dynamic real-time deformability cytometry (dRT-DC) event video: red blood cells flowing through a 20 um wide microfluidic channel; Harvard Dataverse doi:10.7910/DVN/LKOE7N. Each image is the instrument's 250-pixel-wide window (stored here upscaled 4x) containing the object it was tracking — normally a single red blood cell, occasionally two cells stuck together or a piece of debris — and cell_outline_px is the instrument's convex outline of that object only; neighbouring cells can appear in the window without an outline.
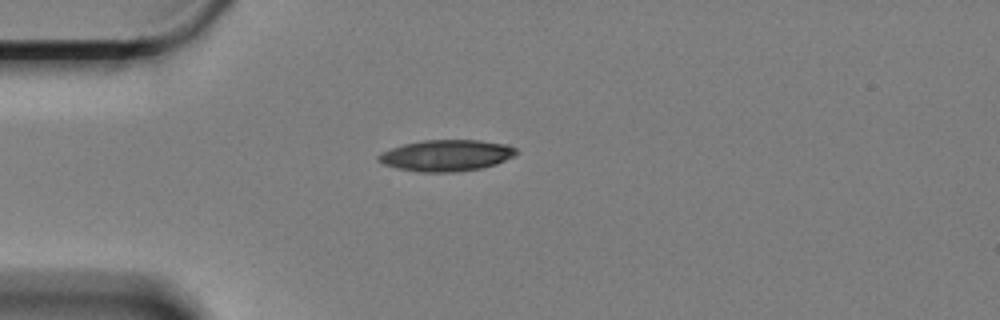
{"species": "Egyptian fruit bat (a non-hibernating species)", "species_latin": "Rousettus aegyptiacus", "temperature_condition": "cold", "stored_images_in_passage": 45, "camera_frame_rate_fps": 3000, "um_per_image_px": 0.085, "animal": {"sex": "female"}, "frame": {"image": 1, "passage_image": 1, "time_ms": 0.0, "image_size_px": [1000, 320], "cell_outline_px": [[520, 152], [516, 156], [496, 164], [480, 168], [456, 172], [416, 172], [396, 168], [384, 164], [376, 156], [392, 148], [404, 144], [424, 140], [476, 140], [508, 144], [516, 148]], "centroid_in_image_um": [38.0, 13.21], "position_along_channel_um": 47.0, "area_um2": 25.2}}
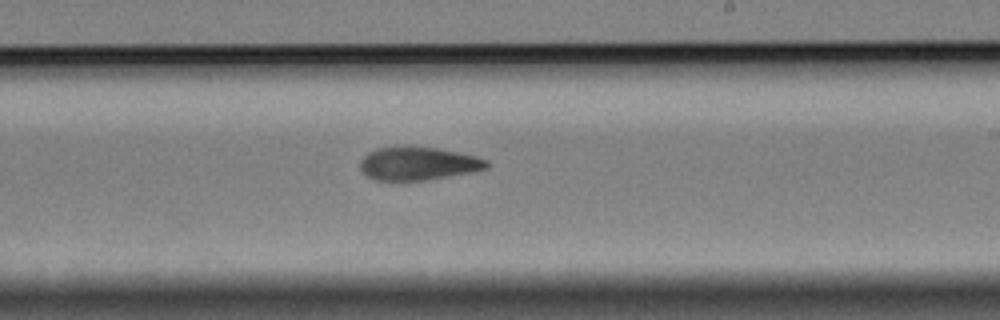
{"frame": {"image": 2, "passage_image": 21, "time_ms": 6.667, "image_size_px": [1000, 320], "cell_outline_px": [[488, 168], [472, 172], [424, 180], [376, 180], [368, 176], [360, 168], [360, 160], [368, 152], [376, 148], [436, 148], [476, 156], [488, 160]], "centroid_in_image_um": [35.55, 13.92], "position_along_channel_um": 253.4, "area_um2": 23.87}}
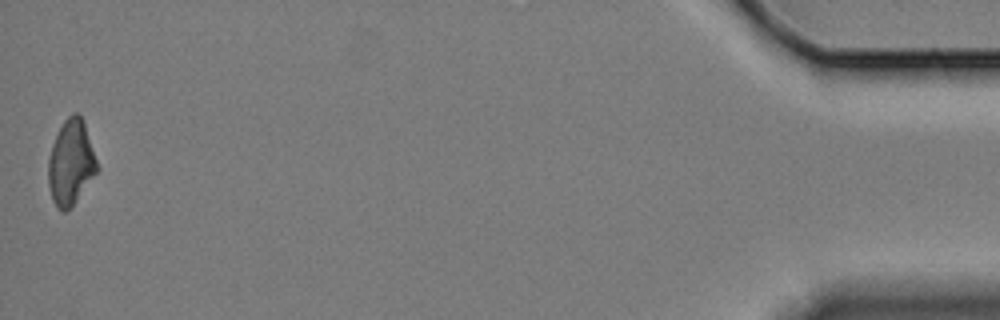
{"frame": {"image": 3, "passage_image": 45, "time_ms": 14.667, "image_size_px": [1000, 320], "cell_outline_px": [[100, 168], [72, 204], [64, 212], [60, 212], [52, 200], [48, 184], [48, 160], [52, 144], [64, 120], [72, 112], [76, 112], [80, 116], [84, 124]], "centroid_in_image_um": [6.01, 13.82], "position_along_channel_um": 429.2, "area_um2": 23.81}, "authors_computed_cell_mechanics": {"area_um2": 24.9118, "velocity_mm_per_s": 3.3214, "shape_relaxation_time_tau1_ms": 8.3054, "shape_relaxation_time_tau2_ms": 6.2296, "deformation_change_tau1": 0.1834, "deformation_change_tau2": 0.1267}}